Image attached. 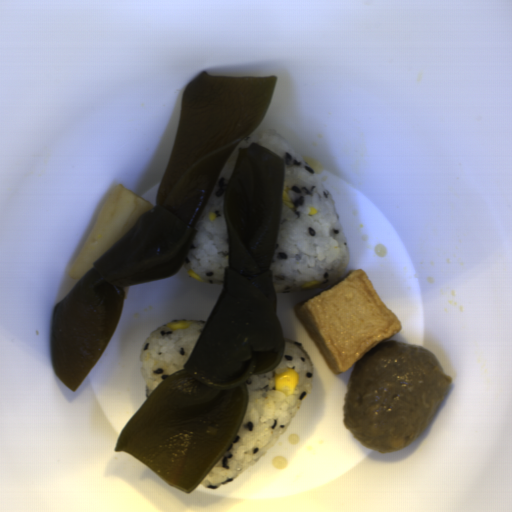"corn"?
Masks as SVG:
<instances>
[{
  "mask_svg": "<svg viewBox=\"0 0 512 512\" xmlns=\"http://www.w3.org/2000/svg\"><path fill=\"white\" fill-rule=\"evenodd\" d=\"M281 203L285 204L286 206H288L289 208H294L293 207V204L288 196V190L286 187H282V198H281Z\"/></svg>",
  "mask_w": 512,
  "mask_h": 512,
  "instance_id": "obj_3",
  "label": "corn"
},
{
  "mask_svg": "<svg viewBox=\"0 0 512 512\" xmlns=\"http://www.w3.org/2000/svg\"><path fill=\"white\" fill-rule=\"evenodd\" d=\"M299 382V375L297 371L292 368H287L274 377L275 389L285 395L293 394Z\"/></svg>",
  "mask_w": 512,
  "mask_h": 512,
  "instance_id": "obj_1",
  "label": "corn"
},
{
  "mask_svg": "<svg viewBox=\"0 0 512 512\" xmlns=\"http://www.w3.org/2000/svg\"><path fill=\"white\" fill-rule=\"evenodd\" d=\"M187 274H188V276H190L191 278H193V279H195V280H198V281H200V282H204V283H205L204 279H203L199 274H197L193 269L188 270V271H187Z\"/></svg>",
  "mask_w": 512,
  "mask_h": 512,
  "instance_id": "obj_5",
  "label": "corn"
},
{
  "mask_svg": "<svg viewBox=\"0 0 512 512\" xmlns=\"http://www.w3.org/2000/svg\"><path fill=\"white\" fill-rule=\"evenodd\" d=\"M192 325L191 321H185V320H178V321H170L166 323V326L168 329L171 330H181V329H187Z\"/></svg>",
  "mask_w": 512,
  "mask_h": 512,
  "instance_id": "obj_2",
  "label": "corn"
},
{
  "mask_svg": "<svg viewBox=\"0 0 512 512\" xmlns=\"http://www.w3.org/2000/svg\"><path fill=\"white\" fill-rule=\"evenodd\" d=\"M320 280H311L309 282H307L306 284L302 285V289L304 290H310L314 287H317L320 285Z\"/></svg>",
  "mask_w": 512,
  "mask_h": 512,
  "instance_id": "obj_4",
  "label": "corn"
}]
</instances>
